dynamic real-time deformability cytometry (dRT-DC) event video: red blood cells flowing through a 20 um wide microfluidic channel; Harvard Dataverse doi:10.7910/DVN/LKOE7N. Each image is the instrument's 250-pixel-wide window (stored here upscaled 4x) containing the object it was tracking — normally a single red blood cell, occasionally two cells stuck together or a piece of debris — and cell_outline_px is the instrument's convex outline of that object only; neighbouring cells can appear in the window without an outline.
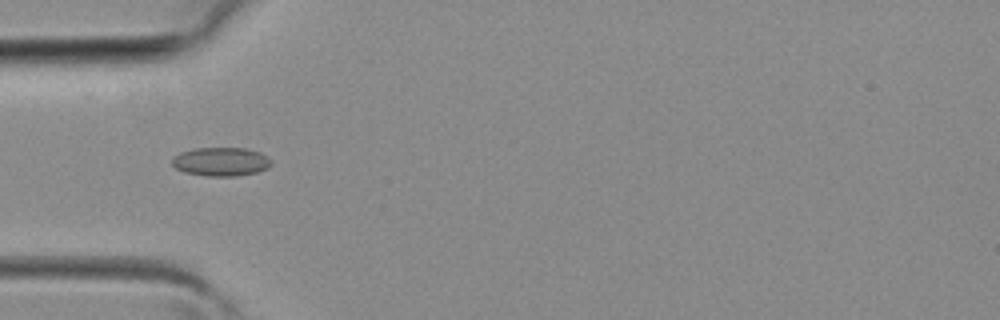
{"species": "common noctule bat (a hibernating species)", "species_latin": "Nyctalus noctula", "temperature_condition": "room temperature", "stored_images_in_passage": 29, "camera_frame_rate_fps": 3000, "um_per_image_px": 0.085, "animal": {"sex": "female", "body_mass_g": 19.3, "forearm_length_mm": 54.1}, "frame": {"image": 1, "passage_image": 2, "time_ms": 0.333, "image_size_px": [1000, 320], "cell_outline_px": [[272, 164], [268, 168], [256, 172], [236, 176], [208, 176], [184, 172], [176, 168], [172, 164], [172, 156], [180, 152], [196, 148], [244, 148], [260, 152], [268, 156], [272, 160]], "centroid_in_image_um": [18.79, 13.74], "position_along_channel_um": 66.2, "area_um2": 16.7}}
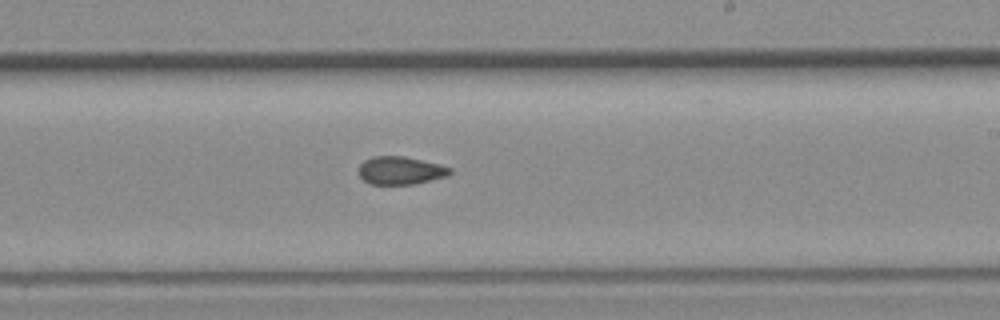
{"frame": {"image": 2, "passage_image": 13, "time_ms": 4.0, "image_size_px": [1000, 320], "cell_outline_px": [[452, 172], [448, 176], [416, 184], [368, 184], [360, 176], [360, 164], [364, 160], [372, 156], [404, 156], [440, 164], [452, 168]], "centroid_in_image_um": [34.07, 14.49], "position_along_channel_um": 254.9, "area_um2": 14.97}}
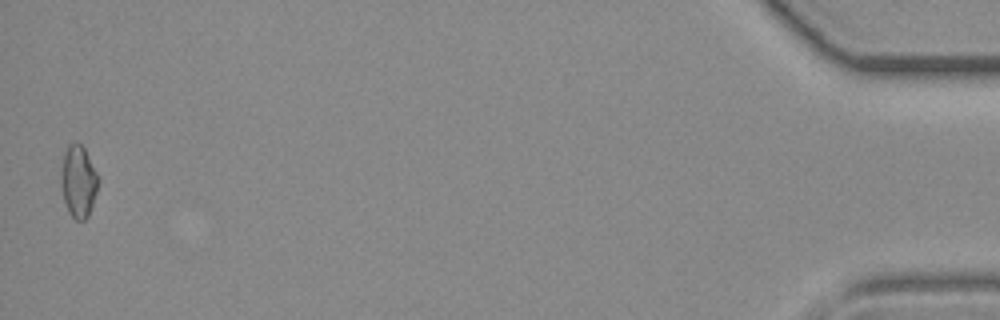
{"frame": {"image": 3, "passage_image": 29, "time_ms": 9.333, "image_size_px": [1000, 320], "cell_outline_px": [[100, 180], [88, 216], [84, 220], [76, 220], [68, 212], [60, 188], [60, 172], [64, 152], [68, 144], [80, 144], [84, 148]], "centroid_in_image_um": [6.64, 15.43], "position_along_channel_um": 428.6, "area_um2": 15.61}}